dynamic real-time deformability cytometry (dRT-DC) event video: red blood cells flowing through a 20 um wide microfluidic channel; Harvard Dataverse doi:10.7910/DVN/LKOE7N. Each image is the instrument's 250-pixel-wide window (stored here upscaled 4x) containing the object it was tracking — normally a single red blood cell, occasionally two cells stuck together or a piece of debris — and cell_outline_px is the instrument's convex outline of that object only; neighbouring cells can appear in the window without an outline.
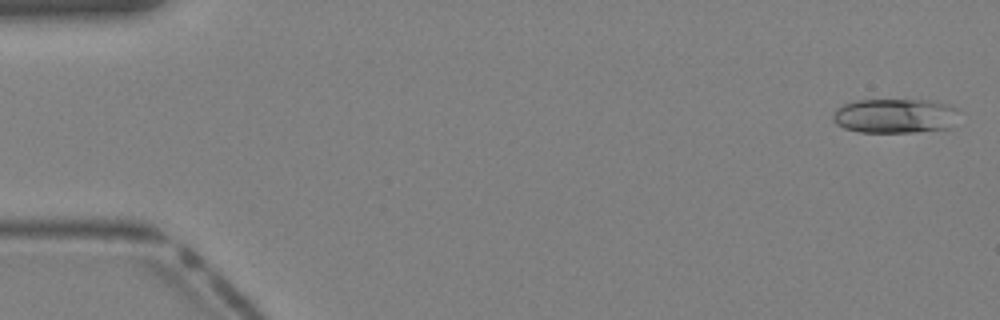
{"species": "Egyptian fruit bat (a non-hibernating species)", "species_latin": "Rousettus aegyptiacus", "temperature_condition": "warm", "stored_images_in_passage": 39, "camera_frame_rate_fps": 3000, "um_per_image_px": 0.085, "animal": {"sex": "female"}, "frame": {"image": 1, "passage_image": 1, "time_ms": 0.0, "image_size_px": [1000, 320], "cell_outline_px": [[956, 108], [952, 128], [916, 132], [860, 132], [844, 128], [836, 124], [832, 120], [832, 116], [836, 108], [844, 104], [856, 100], [932, 100], [948, 104]], "centroid_in_image_um": [76.04, 9.85], "position_along_channel_um": 9.0, "area_um2": 25.43}}
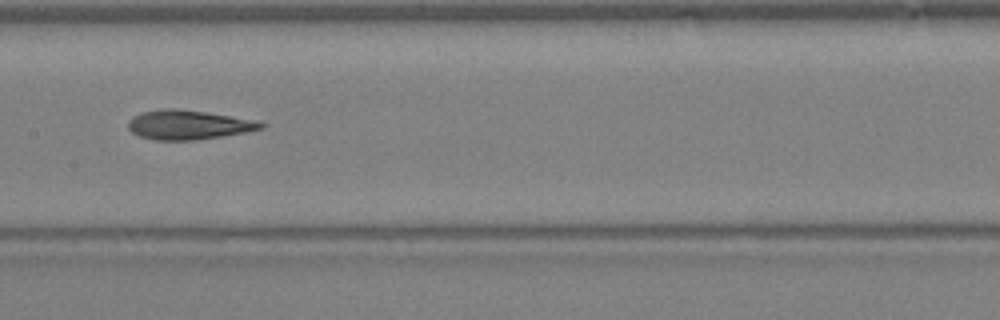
{"frame": {"image": 2, "passage_image": 20, "time_ms": 6.333, "image_size_px": [1000, 320], "cell_outline_px": [[268, 124], [264, 128], [244, 132], [220, 136], [192, 140], [156, 140], [140, 136], [132, 132], [128, 128], [128, 120], [144, 112], [164, 108], [172, 108], [204, 112], [228, 116]], "centroid_in_image_um": [15.96, 10.61], "position_along_channel_um": 191.4, "area_um2": 22.02}}
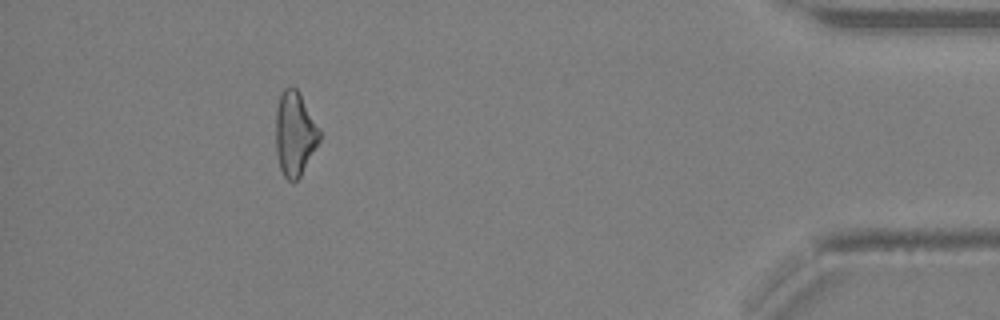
{"frame": {"image": 3, "passage_image": 36, "time_ms": 11.667, "image_size_px": [1000, 320], "cell_outline_px": [[320, 140], [300, 176], [296, 180], [288, 180], [284, 176], [280, 168], [276, 152], [276, 108], [280, 92], [288, 84], [292, 84], [296, 88], [320, 128]], "centroid_in_image_um": [25.04, 11.31], "position_along_channel_um": 410.2, "area_um2": 21.5}}